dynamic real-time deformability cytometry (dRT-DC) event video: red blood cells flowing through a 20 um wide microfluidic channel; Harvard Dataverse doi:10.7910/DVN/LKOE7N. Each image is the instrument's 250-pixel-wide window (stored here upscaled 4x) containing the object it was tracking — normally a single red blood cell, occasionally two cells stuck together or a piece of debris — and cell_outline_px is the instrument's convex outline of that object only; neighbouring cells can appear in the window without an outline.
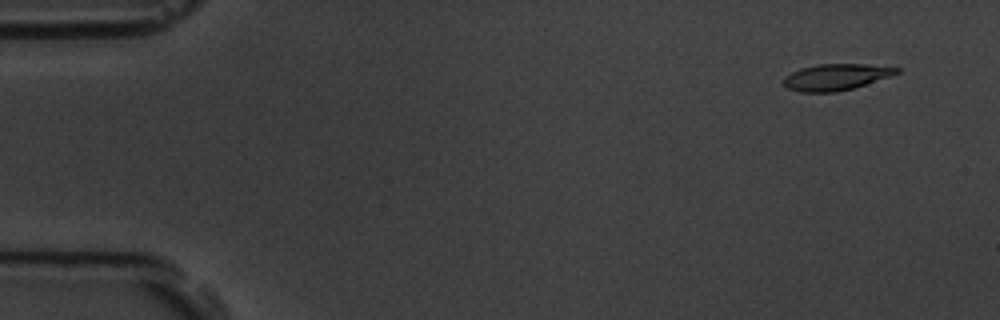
{"species": "common noctule bat (a hibernating species)", "species_latin": "Nyctalus noctula", "temperature_condition": "room temperature", "stored_images_in_passage": 7, "camera_frame_rate_fps": 3000, "um_per_image_px": 0.085, "animal": {"sex": "male", "body_mass_g": 19.5, "forearm_length_mm": 54.6}, "frame": {"image": 1, "passage_image": 2, "time_ms": 1.0, "image_size_px": [1000, 320], "cell_outline_px": [[900, 72], [852, 88], [836, 92], [800, 92], [788, 88], [784, 84], [784, 76], [800, 68], [816, 64], [864, 64], [900, 68]], "centroid_in_image_um": [71.0, 6.54], "position_along_channel_um": 14.0, "area_um2": 17.05}}
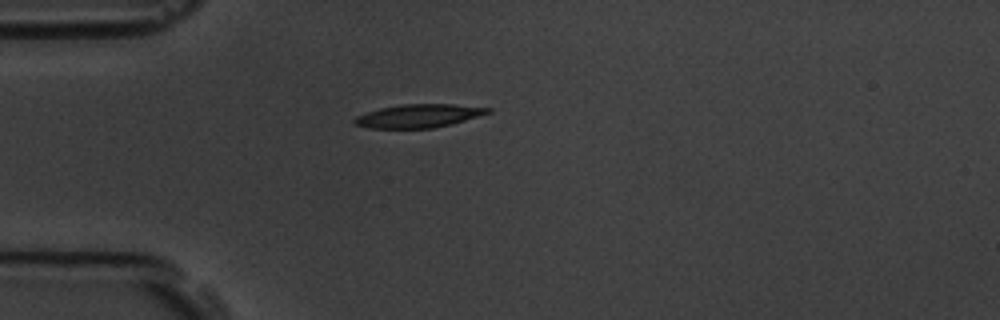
{"frame": {"image": 2, "passage_image": 5, "time_ms": 4.667, "image_size_px": [1000, 320], "cell_outline_px": [[492, 112], [452, 124], [432, 128], [368, 128], [352, 124], [352, 120], [356, 116], [380, 108], [404, 104], [452, 104], [492, 108]], "centroid_in_image_um": [35.57, 9.85], "position_along_channel_um": 49.4, "area_um2": 18.15}}
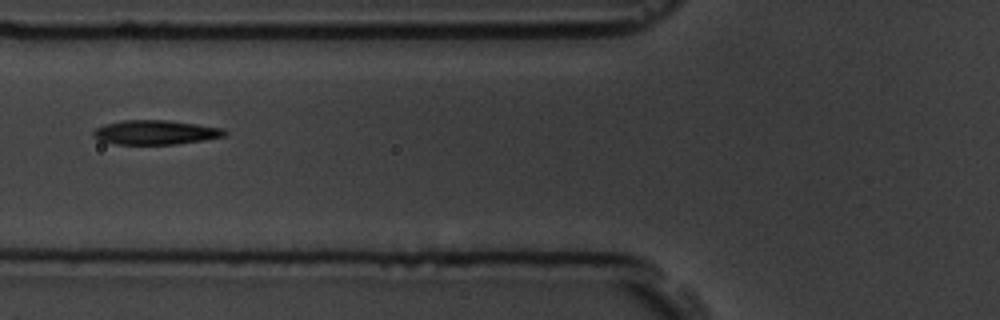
{"frame": {"image": 3, "passage_image": 7, "time_ms": 6.667, "image_size_px": [1000, 320], "cell_outline_px": [[228, 136], [204, 140], [176, 144], [116, 144], [100, 140], [92, 136], [92, 132], [96, 128], [104, 124], [120, 120], [168, 120], [224, 128], [228, 132]], "centroid_in_image_um": [13.24, 11.25], "position_along_channel_um": 112.6, "area_um2": 18.79}}